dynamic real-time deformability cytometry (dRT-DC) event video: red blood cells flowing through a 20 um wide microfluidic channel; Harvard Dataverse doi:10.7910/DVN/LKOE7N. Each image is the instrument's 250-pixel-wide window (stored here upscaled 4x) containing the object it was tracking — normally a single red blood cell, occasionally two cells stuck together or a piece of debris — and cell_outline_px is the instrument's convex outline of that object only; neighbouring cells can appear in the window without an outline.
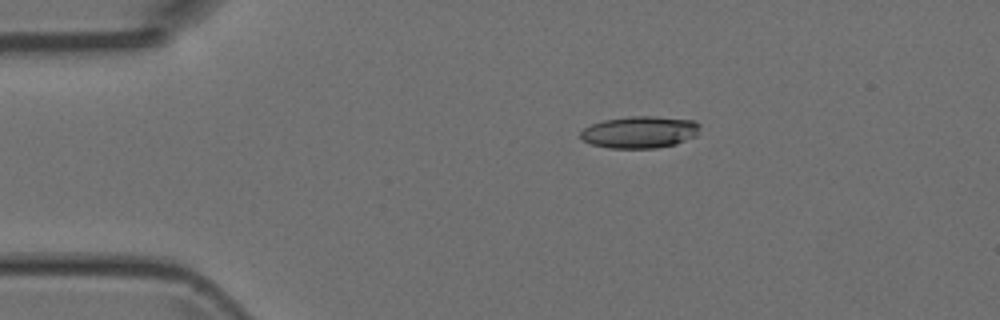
{"species": "Egyptian fruit bat (a non-hibernating species)", "species_latin": "Rousettus aegyptiacus", "temperature_condition": "room temperature", "stored_images_in_passage": 3, "camera_frame_rate_fps": 3000, "um_per_image_px": 0.085, "animal": {"sex": "female"}, "frame": {"image": 1, "passage_image": 1, "time_ms": 0.0, "image_size_px": [1000, 320], "cell_outline_px": [[700, 124], [696, 136], [676, 144], [656, 148], [608, 148], [592, 144], [584, 140], [580, 136], [580, 132], [584, 128], [592, 124], [604, 120], [628, 116], [656, 116], [692, 120]], "centroid_in_image_um": [54.39, 11.23], "position_along_channel_um": 30.6, "area_um2": 22.2}}
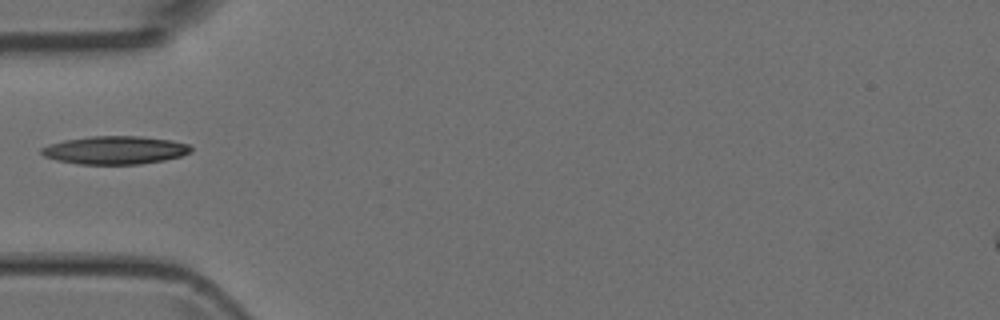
{"frame": {"image": 2, "passage_image": 3, "time_ms": 2.333, "image_size_px": [1000, 320], "cell_outline_px": [[192, 152], [180, 156], [164, 160], [140, 164], [80, 164], [56, 160], [44, 156], [40, 152], [40, 148], [64, 140], [88, 136], [140, 136], [172, 140], [188, 144], [192, 148]], "centroid_in_image_um": [9.79, 12.76], "position_along_channel_um": 75.2, "area_um2": 24.51}}